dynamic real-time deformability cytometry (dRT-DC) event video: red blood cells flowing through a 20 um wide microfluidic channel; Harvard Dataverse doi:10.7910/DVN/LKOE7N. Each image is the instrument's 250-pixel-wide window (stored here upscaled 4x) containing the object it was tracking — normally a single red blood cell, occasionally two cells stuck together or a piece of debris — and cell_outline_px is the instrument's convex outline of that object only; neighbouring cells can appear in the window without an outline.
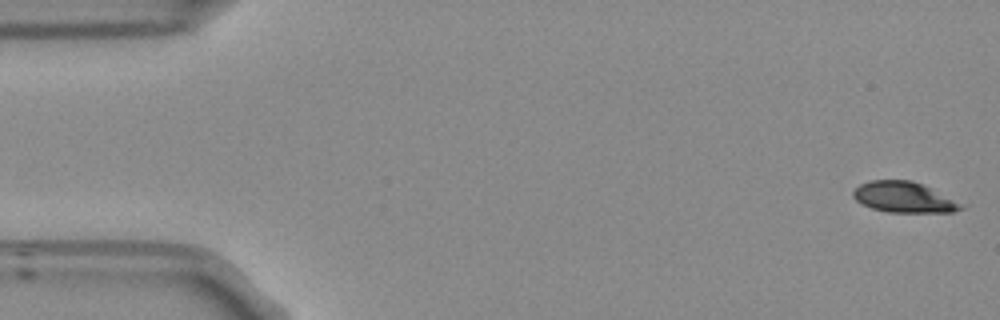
{"species": "Egyptian fruit bat (a non-hibernating species)", "species_latin": "Rousettus aegyptiacus", "temperature_condition": "room temperature", "stored_images_in_passage": 54, "camera_frame_rate_fps": 3000, "um_per_image_px": 0.085, "frame": {"image": 1, "passage_image": 1, "time_ms": 0.0, "image_size_px": [1000, 320], "cell_outline_px": [[968, 204], [964, 208], [952, 212], [888, 212], [872, 208], [856, 200], [852, 196], [852, 192], [860, 184], [868, 180], [912, 180], [924, 184]], "centroid_in_image_um": [76.92, 16.75], "position_along_channel_um": 8.1, "area_um2": 19.71}}
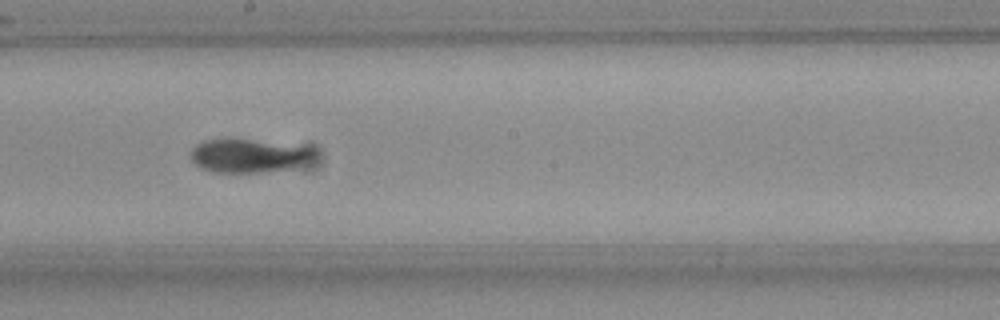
{"frame": {"image": 2, "passage_image": 29, "time_ms": 9.333, "image_size_px": [1000, 320], "cell_outline_px": [[316, 160], [308, 164], [292, 168], [260, 172], [212, 172], [196, 164], [192, 160], [192, 148], [196, 144], [204, 140], [248, 140], [312, 148], [316, 152]], "centroid_in_image_um": [21.21, 13.26], "position_along_channel_um": 227.0, "area_um2": 23.76}}
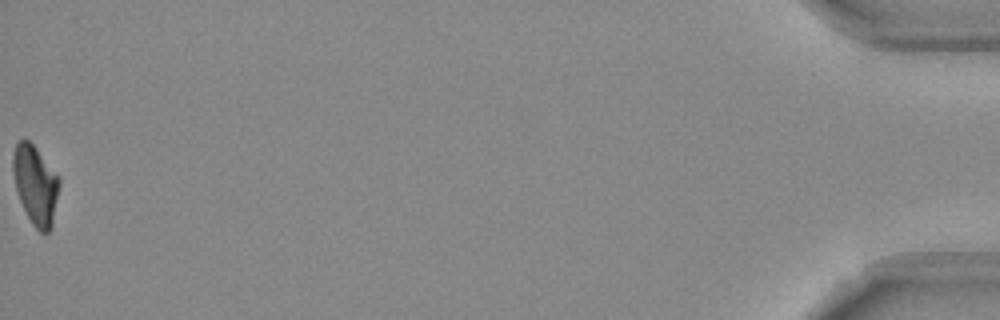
{"frame": {"image": 3, "passage_image": 54, "time_ms": 17.667, "image_size_px": [1000, 320], "cell_outline_px": [[60, 184], [52, 224], [48, 232], [40, 232], [32, 224], [16, 192], [12, 172], [12, 156], [16, 140], [24, 136], [36, 148], [60, 176]], "centroid_in_image_um": [2.99, 15.64], "position_along_channel_um": 432.2, "area_um2": 21.62}, "authors_computed_cell_mechanics": {"area_um2": 22.2241, "velocity_mm_per_s": 3.7343, "shape_relaxation_time_tau1_ms": 6.2564, "shape_relaxation_time_tau2_ms": 2.1736, "deformation_change_tau1": 0.1844, "deformation_change_tau2": 0.0611}}